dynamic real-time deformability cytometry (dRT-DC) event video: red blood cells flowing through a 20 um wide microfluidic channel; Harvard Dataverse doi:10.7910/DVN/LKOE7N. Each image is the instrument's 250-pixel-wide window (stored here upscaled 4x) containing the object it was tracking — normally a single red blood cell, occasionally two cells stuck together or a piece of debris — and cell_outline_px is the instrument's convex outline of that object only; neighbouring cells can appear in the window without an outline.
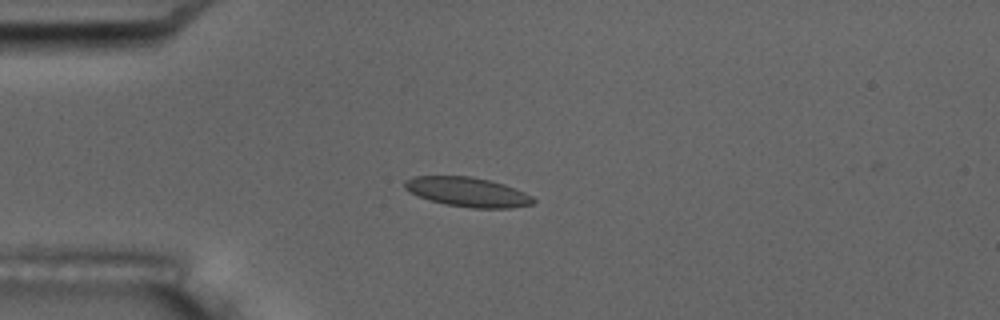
{"species": "common noctule bat (a hibernating species)", "species_latin": "Nyctalus noctula", "temperature_condition": "room temperature", "stored_images_in_passage": 4, "camera_frame_rate_fps": 3000, "um_per_image_px": 0.085, "animal": {"sex": "male", "body_mass_g": 17.5, "forearm_length_mm": 52.3}, "frame": {"image": 1, "passage_image": 2, "time_ms": 1.333, "image_size_px": [1000, 320], "cell_outline_px": [[536, 200], [532, 204], [512, 208], [472, 208], [444, 204], [420, 196], [404, 188], [404, 180], [412, 176], [472, 176], [504, 184], [524, 192], [532, 196]], "centroid_in_image_um": [39.76, 16.31], "position_along_channel_um": 45.2, "area_um2": 21.96}}